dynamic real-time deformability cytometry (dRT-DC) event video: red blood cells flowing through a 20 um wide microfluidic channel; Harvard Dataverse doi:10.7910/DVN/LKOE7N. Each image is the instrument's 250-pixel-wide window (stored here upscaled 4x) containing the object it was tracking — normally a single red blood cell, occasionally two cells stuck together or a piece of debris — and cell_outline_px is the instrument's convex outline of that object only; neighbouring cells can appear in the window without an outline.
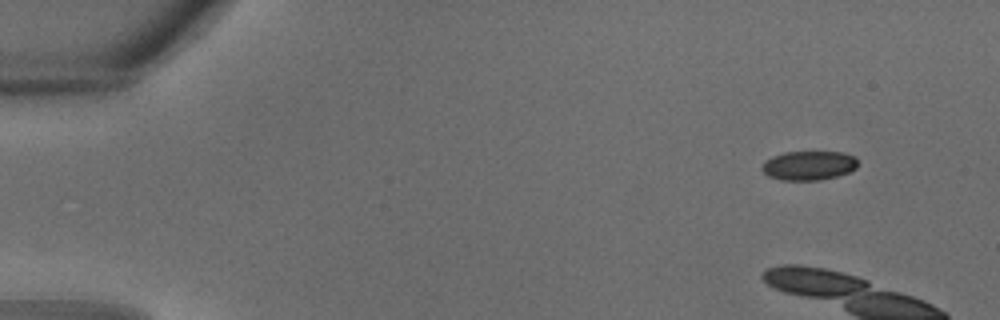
{"species": "common noctule bat (a hibernating species)", "species_latin": "Nyctalus noctula", "temperature_condition": "warm", "stored_images_in_passage": 4, "camera_frame_rate_fps": 3000, "um_per_image_px": 0.085, "animal": {"sex": "male", "body_mass_g": 18.8}, "frame": {"image": 1, "passage_image": 1, "time_ms": 0.0, "image_size_px": [1000, 320], "cell_outline_px": [[856, 168], [848, 172], [836, 176], [820, 180], [780, 180], [768, 176], [760, 168], [764, 160], [772, 156], [784, 152], [844, 152], [856, 156]], "centroid_in_image_um": [68.71, 14.06], "position_along_channel_um": 16.3, "area_um2": 16.42}}